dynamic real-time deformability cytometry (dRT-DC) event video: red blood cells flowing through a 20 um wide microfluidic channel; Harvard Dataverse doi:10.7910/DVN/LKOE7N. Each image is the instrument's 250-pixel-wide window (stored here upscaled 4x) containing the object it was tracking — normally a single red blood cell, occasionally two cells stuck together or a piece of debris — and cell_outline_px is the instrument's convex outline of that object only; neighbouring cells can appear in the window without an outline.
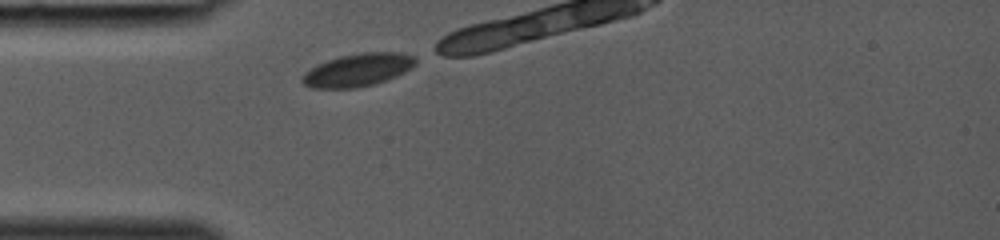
{"species": "common noctule bat (a hibernating species)", "species_latin": "Nyctalus noctula", "temperature_condition": "room temperature", "stored_images_in_passage": 4, "camera_frame_rate_fps": 3000, "um_per_image_px": 0.085, "animal": {"sex": "female", "body_mass_g": 19.0, "forearm_length_mm": 53.3}, "frame": {"image": 1, "passage_image": 1, "time_ms": 0.0, "image_size_px": [1000, 240], "cell_outline_px": [[416, 64], [404, 72], [396, 76], [372, 84], [356, 88], [312, 88], [304, 84], [300, 80], [304, 72], [328, 60], [340, 56], [360, 52], [400, 52], [416, 56]], "centroid_in_image_um": [30.43, 5.94], "position_along_channel_um": 54.6, "area_um2": 21.56}}